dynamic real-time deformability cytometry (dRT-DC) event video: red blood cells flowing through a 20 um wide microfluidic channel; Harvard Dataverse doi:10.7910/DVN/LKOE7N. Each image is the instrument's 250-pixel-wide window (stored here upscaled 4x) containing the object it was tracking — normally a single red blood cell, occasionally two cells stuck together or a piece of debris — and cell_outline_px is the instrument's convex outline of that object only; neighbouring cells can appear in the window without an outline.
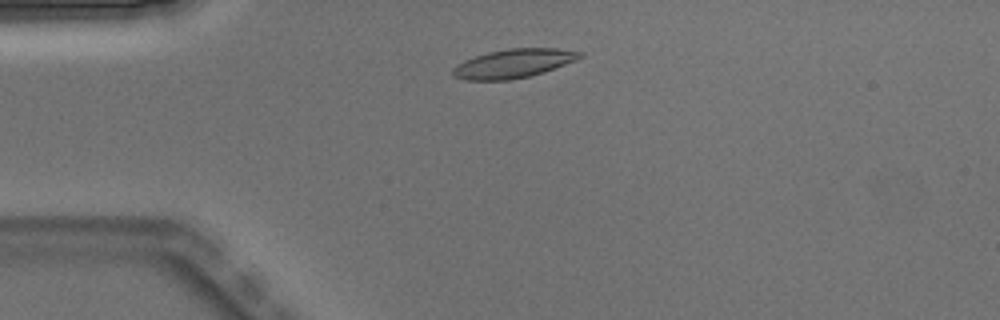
{"species": "Egyptian fruit bat (a non-hibernating species)", "species_latin": "Rousettus aegyptiacus", "temperature_condition": "warm", "stored_images_in_passage": 3, "camera_frame_rate_fps": 3000, "um_per_image_px": 0.085, "animal": {"sex": "male"}, "frame": {"image": 1, "passage_image": 1, "time_ms": 0.0, "image_size_px": [1000, 320], "cell_outline_px": [[584, 56], [576, 60], [544, 72], [528, 76], [508, 80], [464, 80], [452, 76], [452, 68], [456, 64], [464, 60], [488, 52], [508, 48], [556, 48], [584, 52]], "centroid_in_image_um": [43.63, 5.39], "position_along_channel_um": 41.4, "area_um2": 21.44}}